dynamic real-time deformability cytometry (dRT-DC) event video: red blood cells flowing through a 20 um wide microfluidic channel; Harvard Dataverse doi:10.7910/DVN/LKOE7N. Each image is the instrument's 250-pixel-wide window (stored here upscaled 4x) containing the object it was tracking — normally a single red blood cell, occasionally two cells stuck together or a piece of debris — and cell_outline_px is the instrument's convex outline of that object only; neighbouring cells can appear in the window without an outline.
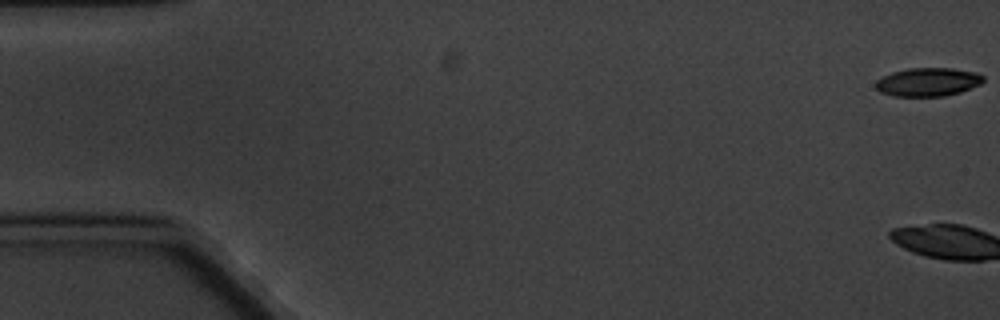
{"species": "common noctule bat (a hibernating species)", "species_latin": "Nyctalus noctula", "temperature_condition": "cold", "stored_images_in_passage": 7, "camera_frame_rate_fps": 3000, "um_per_image_px": 0.085, "animal": {"sex": "male", "body_mass_g": 20.1, "forearm_length_mm": 53.5}, "frame": {"image": 1, "passage_image": 1, "time_ms": 0.0, "image_size_px": [1000, 320], "cell_outline_px": [[984, 80], [980, 84], [960, 92], [944, 96], [892, 96], [880, 92], [876, 88], [876, 80], [892, 72], [908, 68], [952, 68], [976, 72], [984, 76]], "centroid_in_image_um": [78.87, 6.97], "position_along_channel_um": 6.1, "area_um2": 17.86}}